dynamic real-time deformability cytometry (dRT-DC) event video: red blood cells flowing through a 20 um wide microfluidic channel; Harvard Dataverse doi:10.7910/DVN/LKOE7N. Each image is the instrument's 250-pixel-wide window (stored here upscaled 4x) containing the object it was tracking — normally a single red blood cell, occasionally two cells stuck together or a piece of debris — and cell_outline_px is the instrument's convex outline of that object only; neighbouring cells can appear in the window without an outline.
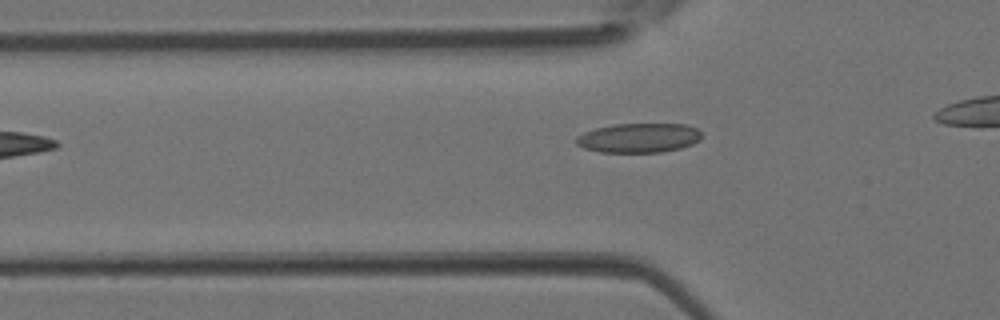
{"species": "Egyptian fruit bat (a non-hibernating species)", "species_latin": "Rousettus aegyptiacus", "temperature_condition": "room temperature", "stored_images_in_passage": 6, "segment_of_instrument_passage": [2, 2], "camera_frame_rate_fps": 3000, "um_per_image_px": 0.085, "animal": {"sex": "female"}, "frame": {"image": 1, "passage_image": 6, "time_ms": 1.667, "image_size_px": [1000, 320], "cell_outline_px": [[700, 140], [692, 144], [680, 148], [660, 152], [600, 152], [584, 148], [576, 144], [576, 136], [584, 132], [596, 128], [616, 124], [688, 124], [696, 128], [700, 132]], "centroid_in_image_um": [54.29, 11.72], "position_along_channel_um": 71.5, "area_um2": 21.44}}